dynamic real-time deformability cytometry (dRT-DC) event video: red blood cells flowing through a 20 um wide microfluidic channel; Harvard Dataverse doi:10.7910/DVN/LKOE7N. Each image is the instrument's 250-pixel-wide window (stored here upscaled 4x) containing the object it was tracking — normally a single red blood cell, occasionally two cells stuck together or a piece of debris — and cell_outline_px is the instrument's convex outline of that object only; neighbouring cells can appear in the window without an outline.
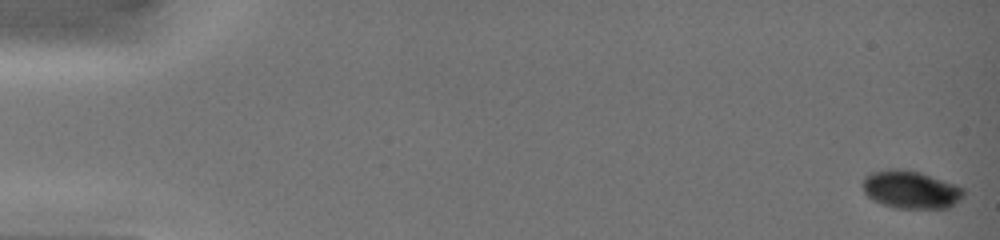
{"species": "common noctule bat (a hibernating species)", "species_latin": "Nyctalus noctula", "temperature_condition": "warm", "stored_images_in_passage": 34, "camera_frame_rate_fps": 3000, "um_per_image_px": 0.085, "animal": {"sex": "female", "body_mass_g": 19.0, "forearm_length_mm": 51.5}, "frame": {"image": 1, "passage_image": 1, "time_ms": 0.0, "image_size_px": [1000, 240], "cell_outline_px": [[964, 196], [960, 200], [948, 208], [896, 208], [880, 204], [872, 200], [864, 192], [864, 176], [872, 172], [888, 168], [896, 168], [920, 172], [956, 184], [964, 188]], "centroid_in_image_um": [77.42, 16.11], "position_along_channel_um": 7.6, "area_um2": 22.43}}
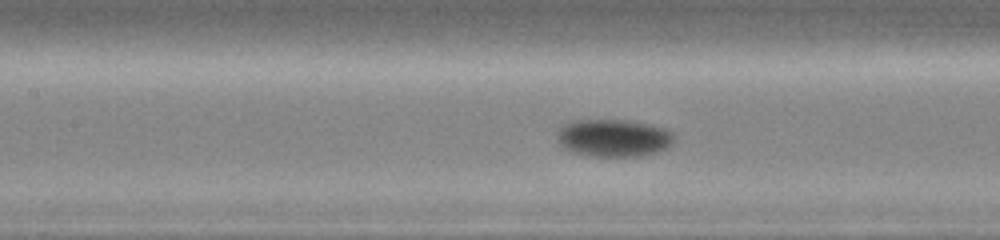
{"frame": {"image": 2, "passage_image": 19, "time_ms": 7.667, "image_size_px": [1000, 240], "cell_outline_px": [[676, 132], [672, 140], [664, 148], [656, 152], [640, 156], [592, 156], [572, 152], [564, 148], [560, 144], [556, 136], [556, 128], [560, 124], [568, 120], [628, 120], [652, 124]], "centroid_in_image_um": [52.08, 11.69], "position_along_channel_um": 155.3, "area_um2": 25.95}}
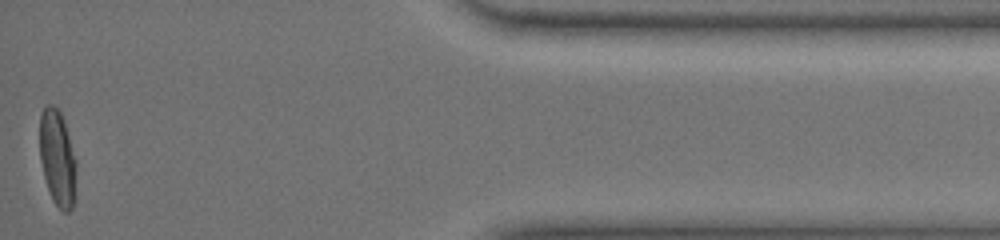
{"frame": {"image": 3, "passage_image": 34, "time_ms": 15.333, "image_size_px": [1000, 240], "cell_outline_px": [[76, 172], [72, 208], [68, 212], [64, 212], [52, 200], [44, 176], [40, 160], [40, 116], [44, 104], [52, 104], [60, 112], [64, 120], [76, 160]], "centroid_in_image_um": [4.87, 13.39], "position_along_channel_um": 430.3, "area_um2": 20.35}, "authors_computed_cell_mechanics": {"area_um2": 23.3801, "velocity_mm_per_s": 4.1964, "shape_relaxation_time_tau1_ms": 2.9769, "shape_relaxation_time_tau2_ms": 2.3443, "deformation_change_tau1": 0.1424, "deformation_change_tau2": 0.0369}}